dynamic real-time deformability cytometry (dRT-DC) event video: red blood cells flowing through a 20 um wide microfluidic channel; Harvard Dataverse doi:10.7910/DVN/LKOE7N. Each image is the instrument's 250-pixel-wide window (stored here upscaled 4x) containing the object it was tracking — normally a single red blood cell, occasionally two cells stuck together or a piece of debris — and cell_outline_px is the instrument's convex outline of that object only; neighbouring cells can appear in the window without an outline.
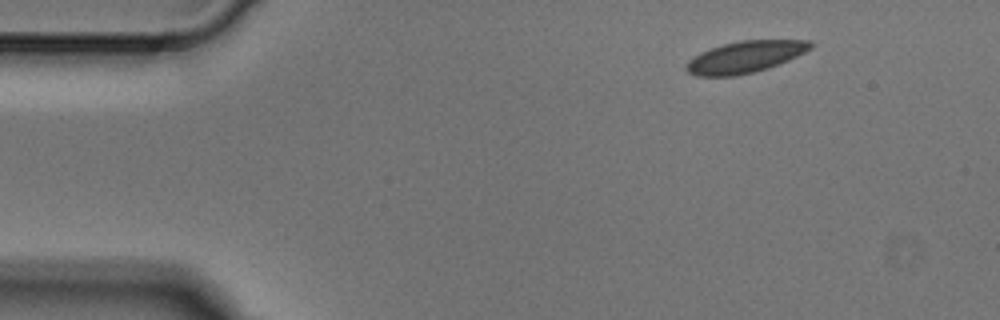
{"species": "Egyptian fruit bat (a non-hibernating species)", "species_latin": "Rousettus aegyptiacus", "temperature_condition": "cold", "stored_images_in_passage": 2, "camera_frame_rate_fps": 3000, "um_per_image_px": 0.085, "animal": {"sex": "male"}, "frame": {"image": 1, "passage_image": 1, "time_ms": 0.0, "image_size_px": [1000, 320], "cell_outline_px": [[816, 44], [812, 48], [788, 60], [768, 68], [736, 76], [696, 76], [688, 72], [684, 68], [684, 64], [688, 60], [700, 52], [724, 44], [740, 40], [812, 40]], "centroid_in_image_um": [63.33, 4.84], "position_along_channel_um": 21.7, "area_um2": 23.0}}